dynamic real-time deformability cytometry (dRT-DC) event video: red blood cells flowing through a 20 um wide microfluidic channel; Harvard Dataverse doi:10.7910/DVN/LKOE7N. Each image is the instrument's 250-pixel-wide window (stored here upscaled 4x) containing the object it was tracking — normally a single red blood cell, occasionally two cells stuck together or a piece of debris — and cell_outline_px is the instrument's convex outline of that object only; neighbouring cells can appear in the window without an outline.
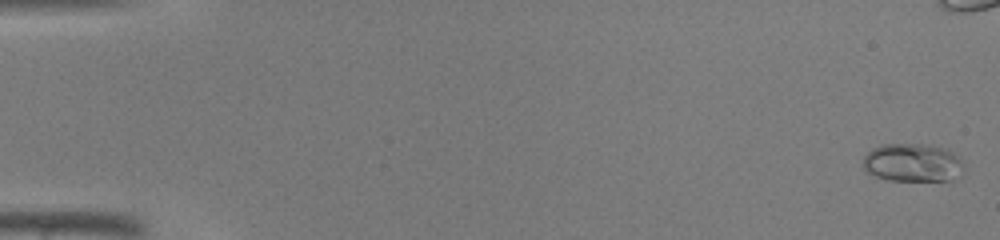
{"species": "common noctule bat (a hibernating species)", "species_latin": "Nyctalus noctula", "temperature_condition": "warm", "stored_images_in_passage": 46, "camera_frame_rate_fps": 3000, "um_per_image_px": 0.085, "animal": {"sex": "male", "body_mass_g": 19.0, "forearm_length_mm": 50.8}, "frame": {"image": 1, "passage_image": 1, "time_ms": 0.0, "image_size_px": [1000, 240], "cell_outline_px": [[964, 172], [956, 180], [888, 180], [864, 172], [864, 156], [872, 148], [880, 144], [932, 144], [948, 148], [960, 160], [964, 168]], "centroid_in_image_um": [77.59, 13.82], "position_along_channel_um": 7.4, "area_um2": 22.83}}
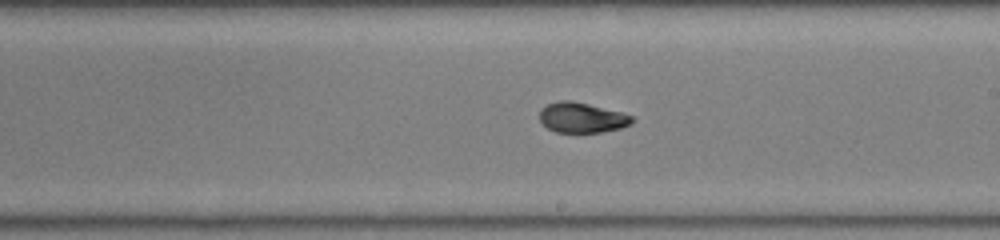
{"frame": {"image": 2, "passage_image": 27, "time_ms": 8.667, "image_size_px": [1000, 240], "cell_outline_px": [[636, 120], [632, 124], [620, 128], [600, 132], [556, 132], [548, 128], [540, 120], [540, 112], [548, 104], [560, 100], [572, 100], [620, 112], [632, 116]], "centroid_in_image_um": [49.49, 10.0], "position_along_channel_um": 239.5, "area_um2": 16.07}}
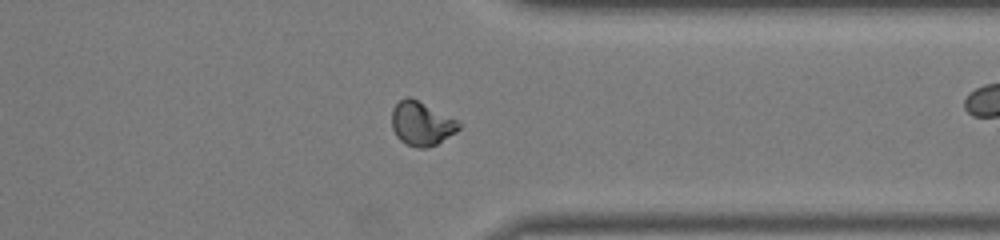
{"frame": {"image": 3, "passage_image": 36, "time_ms": 11.667, "image_size_px": [1000, 240], "cell_outline_px": [[460, 128], [456, 132], [436, 144], [424, 148], [416, 148], [400, 140], [396, 136], [392, 128], [392, 108], [400, 100], [408, 96], [412, 96], [456, 120], [460, 124]], "centroid_in_image_um": [35.8, 10.49], "position_along_channel_um": 375.6, "area_um2": 17.05}}